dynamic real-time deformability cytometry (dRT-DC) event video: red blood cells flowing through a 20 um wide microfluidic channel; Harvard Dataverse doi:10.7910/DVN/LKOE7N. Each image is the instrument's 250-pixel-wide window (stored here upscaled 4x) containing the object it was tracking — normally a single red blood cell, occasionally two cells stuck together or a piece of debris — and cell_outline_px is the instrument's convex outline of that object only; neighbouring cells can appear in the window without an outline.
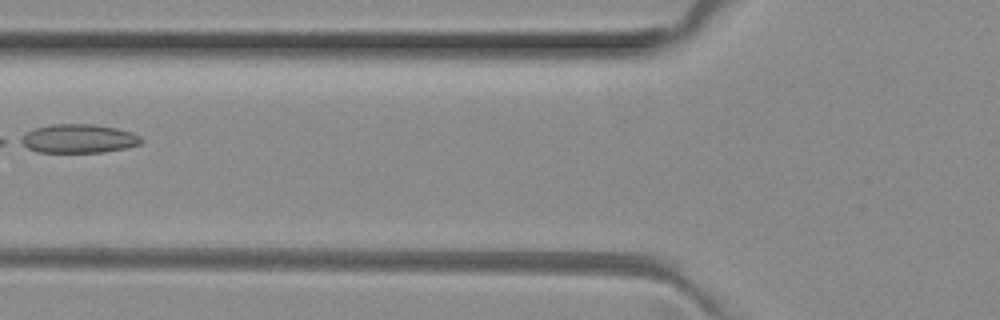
{"species": "common noctule bat (a hibernating species)", "species_latin": "Nyctalus noctula", "temperature_condition": "room temperature", "stored_images_in_passage": 6, "camera_frame_rate_fps": 3000, "um_per_image_px": 0.085, "animal": {"sex": "female", "body_mass_g": 29.2, "forearm_length_mm": 56.3}, "frame": {"image": 1, "passage_image": 5, "time_ms": 1.333, "image_size_px": [1000, 320], "cell_outline_px": [[144, 140], [140, 144], [124, 148], [104, 152], [36, 152], [20, 144], [16, 140], [24, 132], [32, 128], [52, 124], [92, 124], [116, 128], [132, 132], [140, 136]], "centroid_in_image_um": [6.6, 11.78], "position_along_channel_um": 119.2, "area_um2": 20.52}}
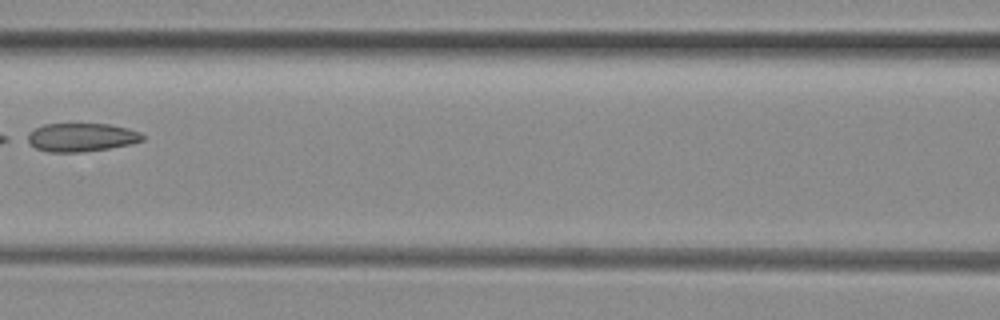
{"frame": {"image": 2, "passage_image": 6, "time_ms": 1.667, "image_size_px": [1000, 320], "cell_outline_px": [[144, 140], [132, 144], [108, 148], [80, 152], [48, 152], [36, 148], [24, 140], [20, 136], [44, 124], [108, 124], [128, 128], [140, 132], [144, 136]], "centroid_in_image_um": [6.85, 11.67], "position_along_channel_um": 159.8, "area_um2": 19.36}}